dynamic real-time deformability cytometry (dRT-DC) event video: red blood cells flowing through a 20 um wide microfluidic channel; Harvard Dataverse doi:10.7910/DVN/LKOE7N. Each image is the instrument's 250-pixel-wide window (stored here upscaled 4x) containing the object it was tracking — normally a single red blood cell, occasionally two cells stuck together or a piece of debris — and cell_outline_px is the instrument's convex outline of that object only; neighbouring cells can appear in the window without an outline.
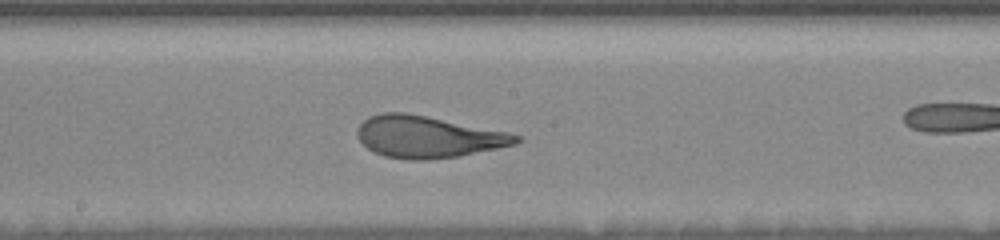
{"species": "human", "species_latin": "Homo sapiens", "temperature_condition": "room temperature", "stored_images_in_passage": 17, "camera_frame_rate_fps": 3000, "um_per_image_px": 0.085, "donor": {"sex": "female"}, "frame": {"image": 1, "passage_image": 12, "time_ms": 3.667, "image_size_px": [1000, 240], "cell_outline_px": [[520, 140], [516, 144], [456, 156], [424, 160], [408, 160], [384, 156], [368, 148], [360, 140], [356, 132], [360, 124], [368, 116], [380, 112], [404, 112], [428, 116], [508, 132], [520, 136]], "centroid_in_image_um": [36.33, 11.61], "position_along_channel_um": 211.9, "area_um2": 38.38}}
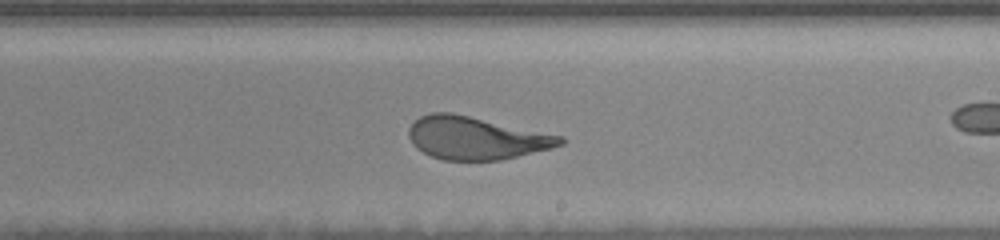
{"frame": {"image": 2, "passage_image": 15, "time_ms": 4.667, "image_size_px": [1000, 240], "cell_outline_px": [[564, 144], [552, 148], [500, 160], [444, 160], [432, 156], [416, 148], [412, 144], [408, 136], [408, 128], [420, 116], [432, 112], [452, 112], [564, 136]], "centroid_in_image_um": [40.46, 11.72], "position_along_channel_um": 248.5, "area_um2": 37.8}}